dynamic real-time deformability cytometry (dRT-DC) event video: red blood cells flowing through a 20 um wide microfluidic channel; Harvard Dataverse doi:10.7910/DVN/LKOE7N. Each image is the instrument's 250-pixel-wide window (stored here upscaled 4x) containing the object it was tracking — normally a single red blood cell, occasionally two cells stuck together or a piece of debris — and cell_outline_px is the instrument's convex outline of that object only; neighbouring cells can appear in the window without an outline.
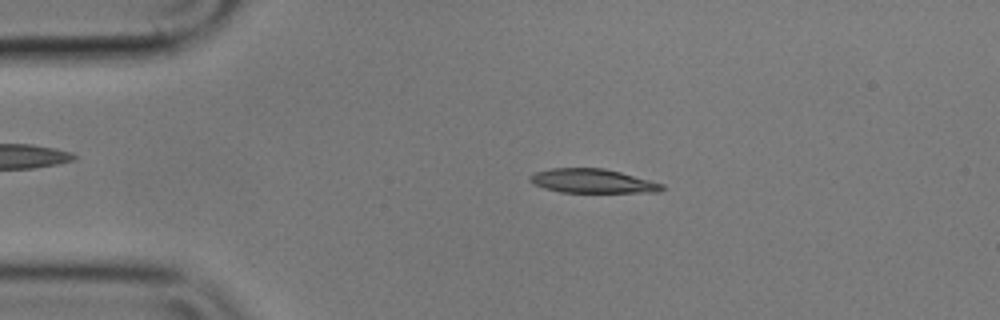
{"species": "common noctule bat (a hibernating species)", "species_latin": "Nyctalus noctula", "temperature_condition": "cold", "stored_images_in_passage": 54, "camera_frame_rate_fps": 3000, "um_per_image_px": 0.085, "animal": {"sex": "male", "body_mass_g": 17.9}, "frame": {"image": 1, "passage_image": 10, "time_ms": 3.0, "image_size_px": [1000, 320], "cell_outline_px": [[664, 188], [660, 192], [560, 192], [544, 188], [528, 180], [528, 176], [536, 172], [552, 168], [604, 168], [620, 172], [664, 184]], "centroid_in_image_um": [50.36, 15.38], "position_along_channel_um": 34.6, "area_um2": 18.38}}
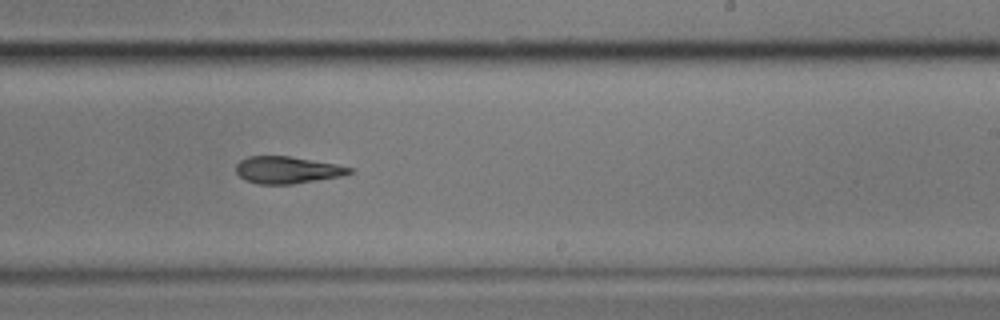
{"frame": {"image": 2, "passage_image": 32, "time_ms": 10.333, "image_size_px": [1000, 320], "cell_outline_px": [[352, 172], [340, 176], [292, 184], [256, 184], [244, 180], [236, 172], [236, 164], [240, 160], [248, 156], [288, 156], [336, 164], [352, 168]], "centroid_in_image_um": [24.35, 14.45], "position_along_channel_um": 264.6, "area_um2": 17.74}}
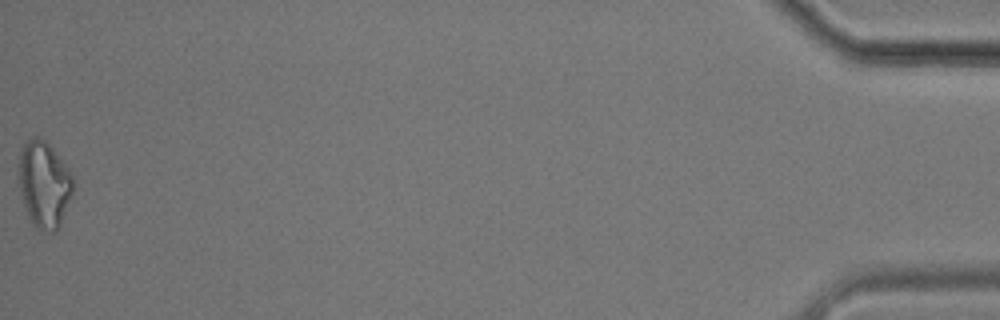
{"frame": {"image": 3, "passage_image": 54, "time_ms": 17.667, "image_size_px": [1000, 320], "cell_outline_px": [[72, 192], [60, 224], [56, 232], [48, 232], [36, 228], [32, 224], [24, 204], [20, 188], [20, 152], [24, 140], [32, 136], [40, 136], [52, 148], [68, 168], [72, 176]], "centroid_in_image_um": [3.74, 15.64], "position_along_channel_um": 431.5, "area_um2": 26.93}, "authors_computed_cell_mechanics": {"area_um2": 19.1896, "velocity_mm_per_s": 3.6151, "shape_relaxation_time_tau1_ms": null, "shape_relaxation_time_tau2_ms": 8.2023, "deformation_change_tau1": null, "deformation_change_tau2": 0.212}}